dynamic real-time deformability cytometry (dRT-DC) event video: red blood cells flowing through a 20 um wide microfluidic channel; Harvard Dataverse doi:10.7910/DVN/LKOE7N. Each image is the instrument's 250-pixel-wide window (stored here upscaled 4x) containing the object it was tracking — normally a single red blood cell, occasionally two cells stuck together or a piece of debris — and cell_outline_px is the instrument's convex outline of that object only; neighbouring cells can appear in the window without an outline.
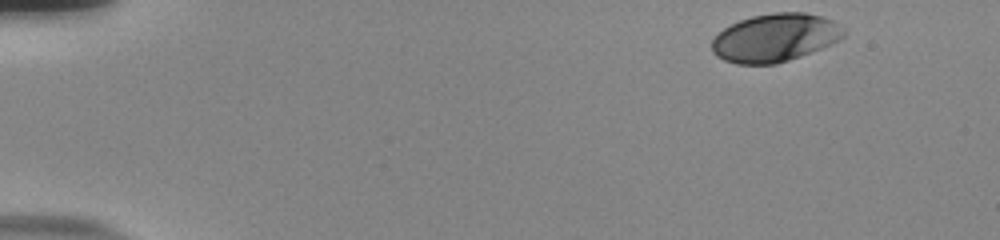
{"species": "human", "species_latin": "Homo sapiens", "temperature_condition": "room temperature", "stored_images_in_passage": 50, "camera_frame_rate_fps": 3000, "um_per_image_px": 0.085, "donor": {"sex": "male"}, "frame": {"image": 1, "passage_image": 1, "time_ms": 0.0, "image_size_px": [1000, 240], "cell_outline_px": [[844, 36], [832, 44], [800, 56], [776, 64], [736, 64], [724, 60], [716, 56], [712, 52], [712, 40], [724, 28], [740, 20], [752, 16], [772, 12], [804, 12], [820, 16], [832, 20], [840, 24], [844, 28]], "centroid_in_image_um": [65.88, 3.2], "position_along_channel_um": 19.1, "area_um2": 36.93}}
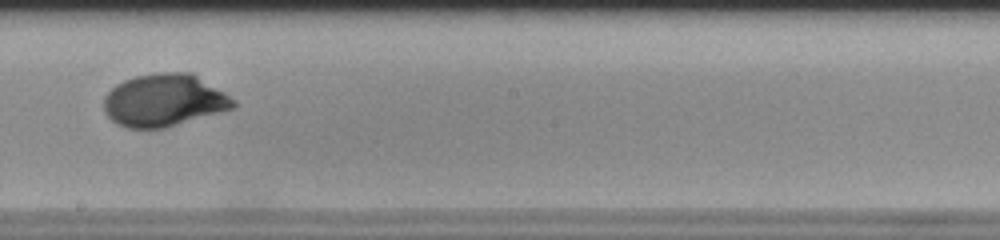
{"frame": {"image": 2, "passage_image": 28, "time_ms": 9.0, "image_size_px": [1000, 240], "cell_outline_px": [[236, 108], [164, 128], [124, 128], [116, 124], [104, 112], [104, 96], [116, 84], [124, 80], [136, 76], [156, 72], [192, 72], [224, 92], [236, 100]], "centroid_in_image_um": [13.95, 8.53], "position_along_channel_um": 234.2, "area_um2": 39.88}}
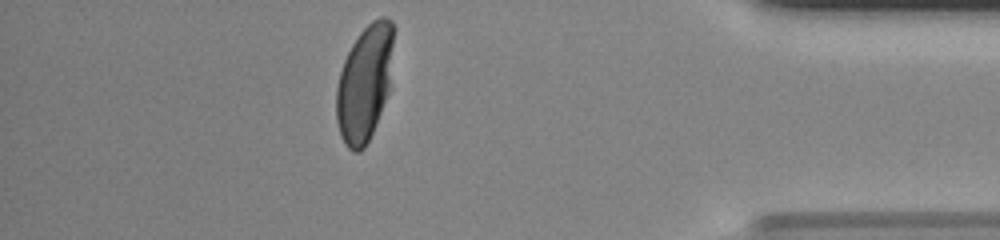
{"frame": {"image": 3, "passage_image": 44, "time_ms": 14.333, "image_size_px": [1000, 240], "cell_outline_px": [[396, 28], [388, 92], [372, 132], [364, 148], [360, 152], [352, 152], [344, 144], [340, 136], [336, 120], [336, 88], [340, 72], [344, 60], [352, 44], [360, 32], [372, 20], [380, 16], [384, 16], [392, 20]], "centroid_in_image_um": [31.0, 7.02], "position_along_channel_um": 404.2, "area_um2": 39.02}, "authors_computed_cell_mechanics": {"area_um2": 38.5815, "velocity_mm_per_s": 3.8018, "shape_relaxation_time_tau1_ms": 3.0409, "shape_relaxation_time_tau2_ms": null, "deformation_change_tau1": 0.1737, "deformation_change_tau2": null}}